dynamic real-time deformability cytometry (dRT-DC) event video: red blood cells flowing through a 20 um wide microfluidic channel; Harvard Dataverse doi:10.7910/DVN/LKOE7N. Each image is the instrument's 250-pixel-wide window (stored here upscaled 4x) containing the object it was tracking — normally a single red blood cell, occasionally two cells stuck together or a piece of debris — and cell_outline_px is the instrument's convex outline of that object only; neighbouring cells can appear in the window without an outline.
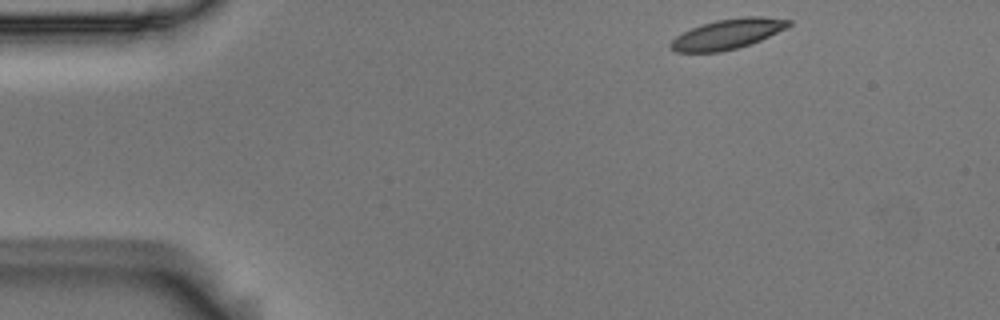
{"species": "Egyptian fruit bat (a non-hibernating species)", "species_latin": "Rousettus aegyptiacus", "temperature_condition": "room temperature", "stored_images_in_passage": 50, "camera_frame_rate_fps": 3000, "um_per_image_px": 0.085, "animal": {"sex": "male"}, "frame": {"image": 1, "passage_image": 1, "time_ms": 0.0, "image_size_px": [1000, 320], "cell_outline_px": [[792, 24], [760, 40], [736, 48], [720, 52], [676, 52], [668, 44], [676, 36], [700, 24], [716, 20], [744, 16], [764, 16], [792, 20]], "centroid_in_image_um": [61.83, 2.88], "position_along_channel_um": 23.2, "area_um2": 20.46}}
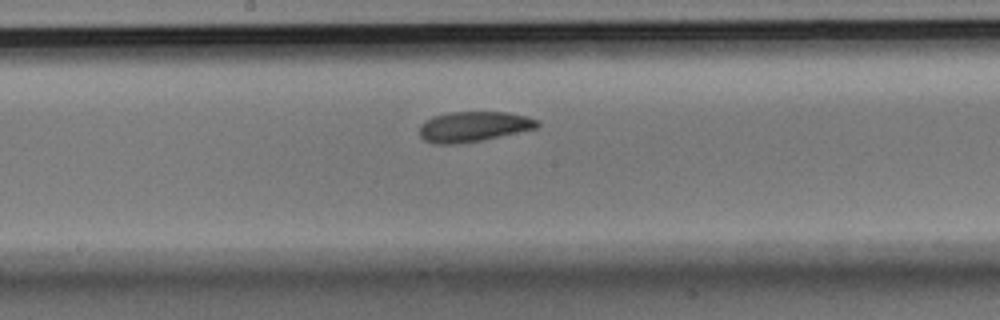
{"frame": {"image": 2, "passage_image": 23, "time_ms": 7.333, "image_size_px": [1000, 320], "cell_outline_px": [[540, 124], [536, 128], [480, 140], [456, 144], [436, 144], [424, 140], [420, 136], [420, 124], [424, 120], [432, 116], [448, 112], [508, 112], [540, 120]], "centroid_in_image_um": [40.2, 10.75], "position_along_channel_um": 208.0, "area_um2": 20.69}}
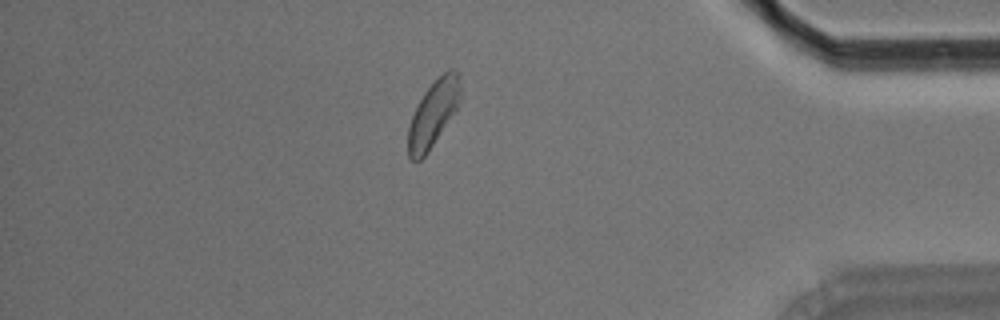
{"frame": {"image": 3, "passage_image": 42, "time_ms": 13.667, "image_size_px": [1000, 320], "cell_outline_px": [[460, 100], [456, 108], [428, 152], [420, 160], [412, 160], [408, 156], [408, 128], [412, 116], [424, 92], [448, 68], [456, 68], [460, 72]], "centroid_in_image_um": [36.84, 9.62], "position_along_channel_um": 398.4, "area_um2": 19.77}, "authors_computed_cell_mechanics": {"area_um2": 20.8369, "velocity_mm_per_s": 3.5498, "shape_relaxation_time_tau1_ms": 4.8237, "shape_relaxation_time_tau2_ms": 6.6492, "deformation_change_tau1": 0.1085, "deformation_change_tau2": 0.1124}}